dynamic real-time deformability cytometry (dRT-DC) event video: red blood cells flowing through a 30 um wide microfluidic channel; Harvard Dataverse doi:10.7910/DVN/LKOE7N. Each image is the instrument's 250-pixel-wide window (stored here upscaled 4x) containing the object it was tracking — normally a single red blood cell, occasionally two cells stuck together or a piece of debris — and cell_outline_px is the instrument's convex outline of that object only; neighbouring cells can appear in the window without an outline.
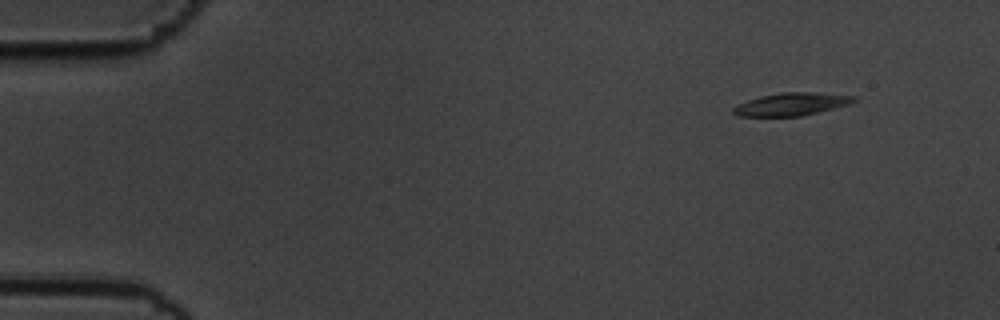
{"species": "common noctule bat (a hibernating species)", "species_latin": "Nyctalus noctula", "temperature_condition": "cold", "stored_images_in_passage": 52, "camera_frame_rate_fps": 3000, "um_per_image_px": 0.085, "animal": {"sex": "male", "body_mass_g": 19.5, "forearm_length_mm": 54.6}, "frame": {"image": 1, "passage_image": 1, "time_ms": 0.0, "image_size_px": [1000, 320], "cell_outline_px": [[856, 100], [848, 104], [800, 116], [736, 116], [732, 112], [732, 108], [748, 100], [760, 96], [780, 92], [812, 92], [856, 96]], "centroid_in_image_um": [67.23, 8.85], "position_along_channel_um": 17.8, "area_um2": 15.72}}
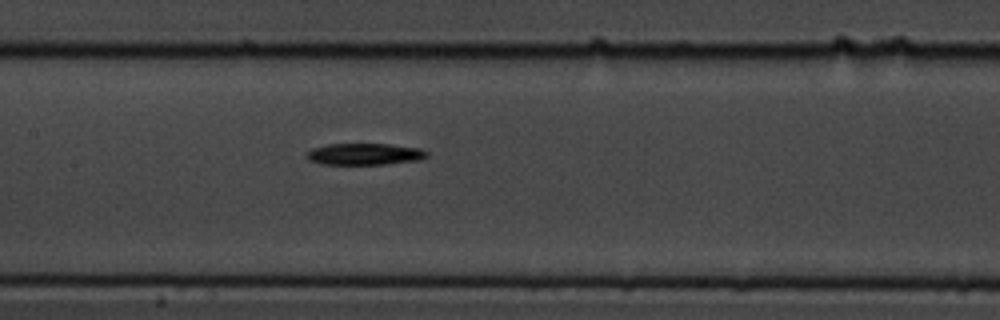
{"frame": {"image": 2, "passage_image": 23, "time_ms": 7.333, "image_size_px": [1000, 320], "cell_outline_px": [[428, 156], [420, 160], [384, 164], [320, 164], [308, 160], [304, 156], [312, 148], [328, 144], [392, 144], [420, 148], [428, 152]], "centroid_in_image_um": [30.99, 13.1], "position_along_channel_um": 176.4, "area_um2": 15.26}}
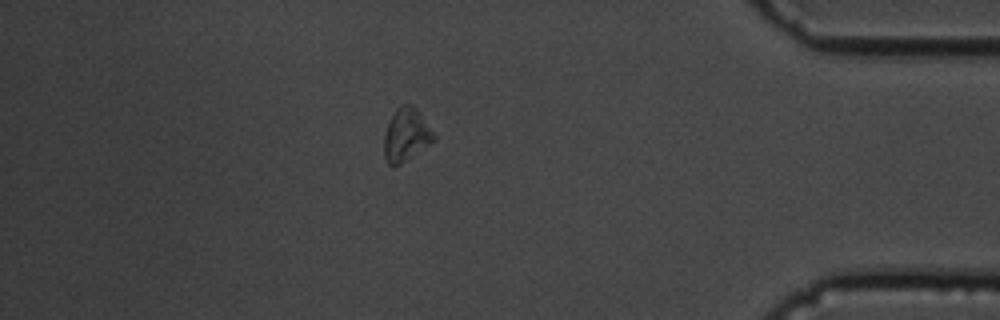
{"frame": {"image": 3, "passage_image": 45, "time_ms": 14.667, "image_size_px": [1000, 320], "cell_outline_px": [[436, 140], [400, 164], [392, 168], [388, 164], [384, 156], [384, 132], [396, 108], [400, 104], [412, 104], [420, 112], [436, 136]], "centroid_in_image_um": [34.52, 11.46], "position_along_channel_um": 400.7, "area_um2": 15.49}, "authors_computed_cell_mechanics": {"area_um2": 15.317, "velocity_mm_per_s": 3.5348, "shape_relaxation_time_tau1_ms": 4.6086, "shape_relaxation_time_tau2_ms": null, "deformation_change_tau1": 0.1319, "deformation_change_tau2": null}}